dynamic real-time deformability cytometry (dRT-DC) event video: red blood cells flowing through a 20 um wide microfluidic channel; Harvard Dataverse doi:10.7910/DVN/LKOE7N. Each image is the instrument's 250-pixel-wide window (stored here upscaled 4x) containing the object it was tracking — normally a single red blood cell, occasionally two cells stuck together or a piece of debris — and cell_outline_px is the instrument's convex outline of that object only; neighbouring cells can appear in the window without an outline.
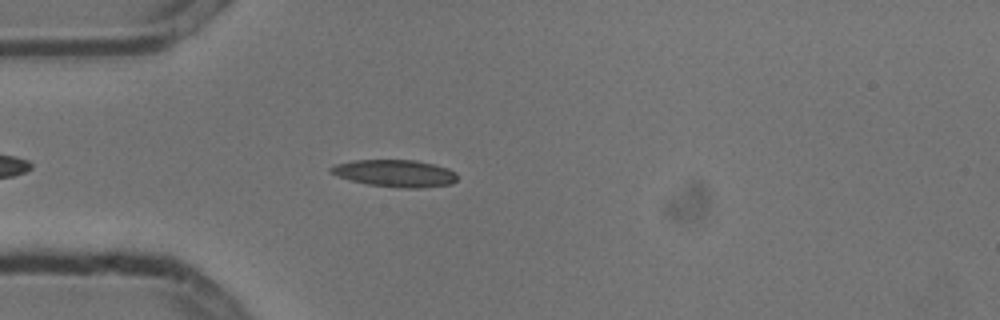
{"species": "common noctule bat (a hibernating species)", "species_latin": "Nyctalus noctula", "temperature_condition": "cold", "stored_images_in_passage": 5, "camera_frame_rate_fps": 3000, "um_per_image_px": 0.085, "animal": {"sex": "male", "body_mass_g": 13.3}, "frame": {"image": 1, "passage_image": 5, "time_ms": 1.333, "image_size_px": [1000, 320], "cell_outline_px": [[456, 180], [452, 184], [420, 188], [404, 188], [368, 184], [336, 176], [328, 172], [328, 168], [336, 164], [352, 160], [416, 160], [448, 168], [456, 172]], "centroid_in_image_um": [33.56, 14.72], "position_along_channel_um": 51.4, "area_um2": 20.0}}